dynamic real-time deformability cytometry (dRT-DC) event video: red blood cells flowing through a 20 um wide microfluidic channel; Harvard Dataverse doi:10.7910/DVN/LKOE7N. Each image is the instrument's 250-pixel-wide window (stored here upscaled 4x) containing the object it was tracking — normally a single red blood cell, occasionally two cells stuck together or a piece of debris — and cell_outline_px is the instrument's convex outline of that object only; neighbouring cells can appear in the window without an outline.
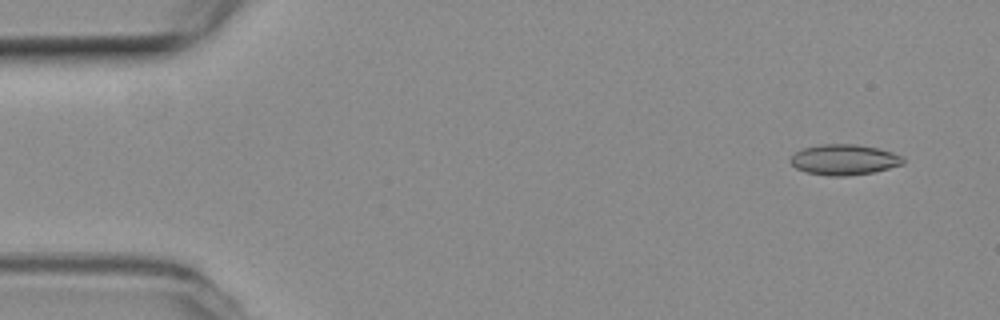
{"species": "common noctule bat (a hibernating species)", "species_latin": "Nyctalus noctula", "temperature_condition": "room temperature", "stored_images_in_passage": 56, "camera_frame_rate_fps": 3000, "um_per_image_px": 0.085, "animal": {"sex": "female", "body_mass_g": 19.3, "forearm_length_mm": 54.1}, "frame": {"image": 1, "passage_image": 4, "time_ms": 1.0, "image_size_px": [1000, 320], "cell_outline_px": [[904, 164], [872, 172], [848, 176], [828, 176], [804, 172], [796, 168], [788, 160], [800, 148], [820, 144], [856, 144], [876, 148], [892, 152], [904, 156]], "centroid_in_image_um": [71.72, 13.57], "position_along_channel_um": 13.3, "area_um2": 20.23}}
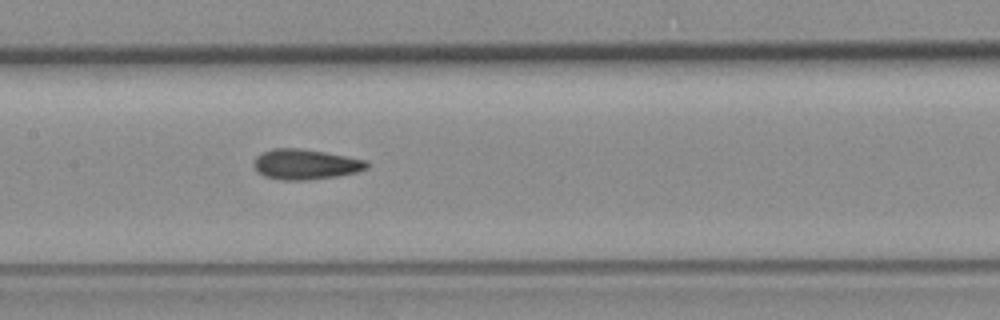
{"frame": {"image": 2, "passage_image": 27, "time_ms": 8.667, "image_size_px": [1000, 320], "cell_outline_px": [[368, 168], [356, 172], [340, 176], [308, 180], [280, 180], [264, 176], [256, 172], [252, 164], [256, 156], [272, 148], [300, 148], [324, 152], [368, 160]], "centroid_in_image_um": [25.95, 13.97], "position_along_channel_um": 181.5, "area_um2": 20.17}}
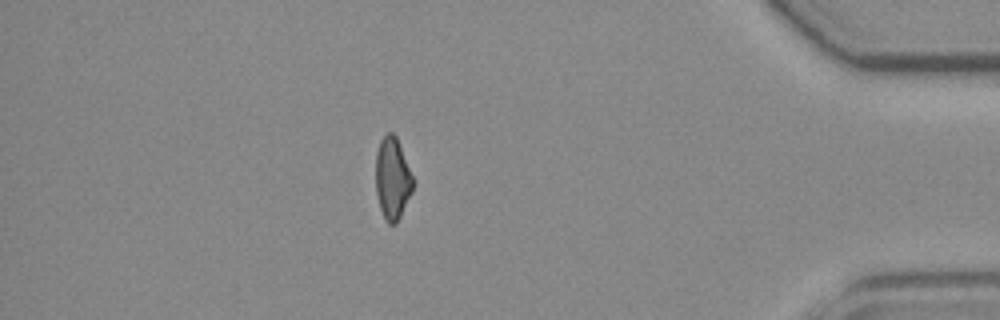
{"frame": {"image": 3, "passage_image": 49, "time_ms": 16.0, "image_size_px": [1000, 320], "cell_outline_px": [[412, 192], [396, 224], [388, 224], [384, 220], [380, 208], [376, 192], [376, 152], [380, 140], [388, 132], [392, 132], [396, 136], [412, 176]], "centroid_in_image_um": [33.33, 15.19], "position_along_channel_um": 401.9, "area_um2": 17.57}, "authors_computed_cell_mechanics": {"area_um2": 19.5075, "velocity_mm_per_s": 3.651, "shape_relaxation_time_tau1_ms": null, "shape_relaxation_time_tau2_ms": 2.0707, "deformation_change_tau1": null, "deformation_change_tau2": 0.0921}}